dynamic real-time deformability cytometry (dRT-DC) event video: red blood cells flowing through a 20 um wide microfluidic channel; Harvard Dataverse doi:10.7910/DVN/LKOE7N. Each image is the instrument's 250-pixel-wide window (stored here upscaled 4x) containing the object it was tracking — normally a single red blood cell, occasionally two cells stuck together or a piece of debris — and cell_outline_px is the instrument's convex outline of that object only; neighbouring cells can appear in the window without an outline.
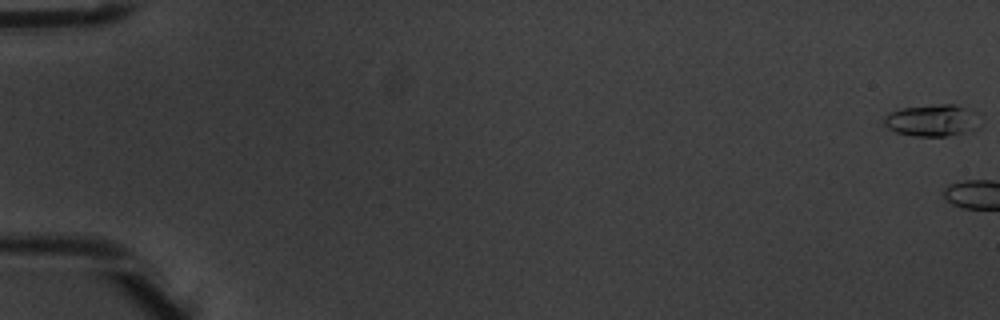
{"species": "common noctule bat (a hibernating species)", "species_latin": "Nyctalus noctula", "temperature_condition": "warm", "stored_images_in_passage": 6, "camera_frame_rate_fps": 3000, "um_per_image_px": 0.085, "animal": {"sex": "male", "body_mass_g": 20.1, "forearm_length_mm": 53.5}, "frame": {"image": 1, "passage_image": 1, "time_ms": 0.0, "image_size_px": [1000, 320], "cell_outline_px": [[976, 128], [972, 132], [948, 136], [912, 136], [896, 132], [888, 128], [884, 124], [884, 116], [900, 108], [940, 104], [956, 104], [964, 108]], "centroid_in_image_um": [79.08, 10.26], "position_along_channel_um": 5.9, "area_um2": 17.05}}